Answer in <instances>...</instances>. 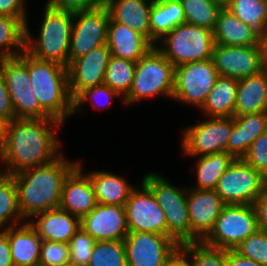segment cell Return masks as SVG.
<instances>
[{
  "label": "cell",
  "mask_w": 267,
  "mask_h": 266,
  "mask_svg": "<svg viewBox=\"0 0 267 266\" xmlns=\"http://www.w3.org/2000/svg\"><path fill=\"white\" fill-rule=\"evenodd\" d=\"M226 8L261 36L266 32L267 0H231Z\"/></svg>",
  "instance_id": "obj_33"
},
{
  "label": "cell",
  "mask_w": 267,
  "mask_h": 266,
  "mask_svg": "<svg viewBox=\"0 0 267 266\" xmlns=\"http://www.w3.org/2000/svg\"><path fill=\"white\" fill-rule=\"evenodd\" d=\"M77 19V20H76ZM71 30L69 61L79 58L92 49L107 44L109 12L104 4L74 12Z\"/></svg>",
  "instance_id": "obj_12"
},
{
  "label": "cell",
  "mask_w": 267,
  "mask_h": 266,
  "mask_svg": "<svg viewBox=\"0 0 267 266\" xmlns=\"http://www.w3.org/2000/svg\"><path fill=\"white\" fill-rule=\"evenodd\" d=\"M267 129V112L233 116V128L227 153L234 159L243 158L253 141Z\"/></svg>",
  "instance_id": "obj_25"
},
{
  "label": "cell",
  "mask_w": 267,
  "mask_h": 266,
  "mask_svg": "<svg viewBox=\"0 0 267 266\" xmlns=\"http://www.w3.org/2000/svg\"><path fill=\"white\" fill-rule=\"evenodd\" d=\"M187 205L190 219V241H202L213 229L226 205L212 189H188Z\"/></svg>",
  "instance_id": "obj_17"
},
{
  "label": "cell",
  "mask_w": 267,
  "mask_h": 266,
  "mask_svg": "<svg viewBox=\"0 0 267 266\" xmlns=\"http://www.w3.org/2000/svg\"><path fill=\"white\" fill-rule=\"evenodd\" d=\"M10 219L14 220L11 221L14 223L12 226H15L19 220H24L18 206L15 181L11 175L2 173L0 175V230Z\"/></svg>",
  "instance_id": "obj_37"
},
{
  "label": "cell",
  "mask_w": 267,
  "mask_h": 266,
  "mask_svg": "<svg viewBox=\"0 0 267 266\" xmlns=\"http://www.w3.org/2000/svg\"><path fill=\"white\" fill-rule=\"evenodd\" d=\"M221 7H226L231 0H215Z\"/></svg>",
  "instance_id": "obj_54"
},
{
  "label": "cell",
  "mask_w": 267,
  "mask_h": 266,
  "mask_svg": "<svg viewBox=\"0 0 267 266\" xmlns=\"http://www.w3.org/2000/svg\"><path fill=\"white\" fill-rule=\"evenodd\" d=\"M254 206L257 211L259 229L267 233V186L256 199Z\"/></svg>",
  "instance_id": "obj_48"
},
{
  "label": "cell",
  "mask_w": 267,
  "mask_h": 266,
  "mask_svg": "<svg viewBox=\"0 0 267 266\" xmlns=\"http://www.w3.org/2000/svg\"><path fill=\"white\" fill-rule=\"evenodd\" d=\"M242 159L267 179V129L253 141Z\"/></svg>",
  "instance_id": "obj_43"
},
{
  "label": "cell",
  "mask_w": 267,
  "mask_h": 266,
  "mask_svg": "<svg viewBox=\"0 0 267 266\" xmlns=\"http://www.w3.org/2000/svg\"><path fill=\"white\" fill-rule=\"evenodd\" d=\"M25 43L26 26L18 18L0 15V59L19 56Z\"/></svg>",
  "instance_id": "obj_30"
},
{
  "label": "cell",
  "mask_w": 267,
  "mask_h": 266,
  "mask_svg": "<svg viewBox=\"0 0 267 266\" xmlns=\"http://www.w3.org/2000/svg\"><path fill=\"white\" fill-rule=\"evenodd\" d=\"M33 217L39 219L29 223L42 240L69 244L70 239L80 228V219L60 207L37 213Z\"/></svg>",
  "instance_id": "obj_22"
},
{
  "label": "cell",
  "mask_w": 267,
  "mask_h": 266,
  "mask_svg": "<svg viewBox=\"0 0 267 266\" xmlns=\"http://www.w3.org/2000/svg\"><path fill=\"white\" fill-rule=\"evenodd\" d=\"M111 56L110 49L105 44L69 61L68 86L72 99L82 90L104 83L105 71Z\"/></svg>",
  "instance_id": "obj_16"
},
{
  "label": "cell",
  "mask_w": 267,
  "mask_h": 266,
  "mask_svg": "<svg viewBox=\"0 0 267 266\" xmlns=\"http://www.w3.org/2000/svg\"><path fill=\"white\" fill-rule=\"evenodd\" d=\"M151 43L160 40L176 26L185 23L180 0H153L150 11Z\"/></svg>",
  "instance_id": "obj_29"
},
{
  "label": "cell",
  "mask_w": 267,
  "mask_h": 266,
  "mask_svg": "<svg viewBox=\"0 0 267 266\" xmlns=\"http://www.w3.org/2000/svg\"><path fill=\"white\" fill-rule=\"evenodd\" d=\"M233 128V117H210L185 129L182 149L184 154L206 156L227 152V143Z\"/></svg>",
  "instance_id": "obj_13"
},
{
  "label": "cell",
  "mask_w": 267,
  "mask_h": 266,
  "mask_svg": "<svg viewBox=\"0 0 267 266\" xmlns=\"http://www.w3.org/2000/svg\"><path fill=\"white\" fill-rule=\"evenodd\" d=\"M142 182L152 191L162 209L188 208L187 189H178L155 173L146 174Z\"/></svg>",
  "instance_id": "obj_32"
},
{
  "label": "cell",
  "mask_w": 267,
  "mask_h": 266,
  "mask_svg": "<svg viewBox=\"0 0 267 266\" xmlns=\"http://www.w3.org/2000/svg\"><path fill=\"white\" fill-rule=\"evenodd\" d=\"M7 123H8L7 120L0 117V150L4 146Z\"/></svg>",
  "instance_id": "obj_52"
},
{
  "label": "cell",
  "mask_w": 267,
  "mask_h": 266,
  "mask_svg": "<svg viewBox=\"0 0 267 266\" xmlns=\"http://www.w3.org/2000/svg\"><path fill=\"white\" fill-rule=\"evenodd\" d=\"M196 167L197 186L193 189L214 190L219 178L226 171L234 158L227 152L214 153L198 157Z\"/></svg>",
  "instance_id": "obj_31"
},
{
  "label": "cell",
  "mask_w": 267,
  "mask_h": 266,
  "mask_svg": "<svg viewBox=\"0 0 267 266\" xmlns=\"http://www.w3.org/2000/svg\"><path fill=\"white\" fill-rule=\"evenodd\" d=\"M152 4L153 0H104L110 20L139 32L150 42L151 27L149 18Z\"/></svg>",
  "instance_id": "obj_20"
},
{
  "label": "cell",
  "mask_w": 267,
  "mask_h": 266,
  "mask_svg": "<svg viewBox=\"0 0 267 266\" xmlns=\"http://www.w3.org/2000/svg\"><path fill=\"white\" fill-rule=\"evenodd\" d=\"M257 230L259 223L254 205H225L213 229L202 241L213 247L234 250Z\"/></svg>",
  "instance_id": "obj_7"
},
{
  "label": "cell",
  "mask_w": 267,
  "mask_h": 266,
  "mask_svg": "<svg viewBox=\"0 0 267 266\" xmlns=\"http://www.w3.org/2000/svg\"><path fill=\"white\" fill-rule=\"evenodd\" d=\"M107 45L111 55L137 62L154 45L142 34L126 25L109 20Z\"/></svg>",
  "instance_id": "obj_21"
},
{
  "label": "cell",
  "mask_w": 267,
  "mask_h": 266,
  "mask_svg": "<svg viewBox=\"0 0 267 266\" xmlns=\"http://www.w3.org/2000/svg\"><path fill=\"white\" fill-rule=\"evenodd\" d=\"M185 22L214 30L222 8L215 0H180Z\"/></svg>",
  "instance_id": "obj_36"
},
{
  "label": "cell",
  "mask_w": 267,
  "mask_h": 266,
  "mask_svg": "<svg viewBox=\"0 0 267 266\" xmlns=\"http://www.w3.org/2000/svg\"><path fill=\"white\" fill-rule=\"evenodd\" d=\"M104 4V0H48L47 6L70 12L82 11Z\"/></svg>",
  "instance_id": "obj_45"
},
{
  "label": "cell",
  "mask_w": 267,
  "mask_h": 266,
  "mask_svg": "<svg viewBox=\"0 0 267 266\" xmlns=\"http://www.w3.org/2000/svg\"><path fill=\"white\" fill-rule=\"evenodd\" d=\"M0 117L8 122L16 119L4 78L3 59H0Z\"/></svg>",
  "instance_id": "obj_46"
},
{
  "label": "cell",
  "mask_w": 267,
  "mask_h": 266,
  "mask_svg": "<svg viewBox=\"0 0 267 266\" xmlns=\"http://www.w3.org/2000/svg\"><path fill=\"white\" fill-rule=\"evenodd\" d=\"M44 18L36 43L26 26L25 50L33 57L55 62L65 67L69 64V49L74 12L45 6Z\"/></svg>",
  "instance_id": "obj_4"
},
{
  "label": "cell",
  "mask_w": 267,
  "mask_h": 266,
  "mask_svg": "<svg viewBox=\"0 0 267 266\" xmlns=\"http://www.w3.org/2000/svg\"><path fill=\"white\" fill-rule=\"evenodd\" d=\"M136 62L121 57L111 56L107 65L104 84L123 95H128L133 84Z\"/></svg>",
  "instance_id": "obj_34"
},
{
  "label": "cell",
  "mask_w": 267,
  "mask_h": 266,
  "mask_svg": "<svg viewBox=\"0 0 267 266\" xmlns=\"http://www.w3.org/2000/svg\"><path fill=\"white\" fill-rule=\"evenodd\" d=\"M124 246L127 266H168L180 252L173 238L148 232H129Z\"/></svg>",
  "instance_id": "obj_11"
},
{
  "label": "cell",
  "mask_w": 267,
  "mask_h": 266,
  "mask_svg": "<svg viewBox=\"0 0 267 266\" xmlns=\"http://www.w3.org/2000/svg\"><path fill=\"white\" fill-rule=\"evenodd\" d=\"M267 112V68L238 80L234 116Z\"/></svg>",
  "instance_id": "obj_26"
},
{
  "label": "cell",
  "mask_w": 267,
  "mask_h": 266,
  "mask_svg": "<svg viewBox=\"0 0 267 266\" xmlns=\"http://www.w3.org/2000/svg\"><path fill=\"white\" fill-rule=\"evenodd\" d=\"M262 47H263V52H264V57H265V63L267 66V30L266 32L262 35Z\"/></svg>",
  "instance_id": "obj_53"
},
{
  "label": "cell",
  "mask_w": 267,
  "mask_h": 266,
  "mask_svg": "<svg viewBox=\"0 0 267 266\" xmlns=\"http://www.w3.org/2000/svg\"><path fill=\"white\" fill-rule=\"evenodd\" d=\"M159 41L165 46L157 48L175 67L211 59L215 46L212 30L186 22L176 26Z\"/></svg>",
  "instance_id": "obj_6"
},
{
  "label": "cell",
  "mask_w": 267,
  "mask_h": 266,
  "mask_svg": "<svg viewBox=\"0 0 267 266\" xmlns=\"http://www.w3.org/2000/svg\"><path fill=\"white\" fill-rule=\"evenodd\" d=\"M266 186L267 179L238 158L230 163L214 190L226 205H254Z\"/></svg>",
  "instance_id": "obj_9"
},
{
  "label": "cell",
  "mask_w": 267,
  "mask_h": 266,
  "mask_svg": "<svg viewBox=\"0 0 267 266\" xmlns=\"http://www.w3.org/2000/svg\"><path fill=\"white\" fill-rule=\"evenodd\" d=\"M168 229V237L180 245L190 241V219L188 208L162 209Z\"/></svg>",
  "instance_id": "obj_39"
},
{
  "label": "cell",
  "mask_w": 267,
  "mask_h": 266,
  "mask_svg": "<svg viewBox=\"0 0 267 266\" xmlns=\"http://www.w3.org/2000/svg\"><path fill=\"white\" fill-rule=\"evenodd\" d=\"M215 44L225 46H258L262 36L241 22L229 9L222 7L213 30Z\"/></svg>",
  "instance_id": "obj_23"
},
{
  "label": "cell",
  "mask_w": 267,
  "mask_h": 266,
  "mask_svg": "<svg viewBox=\"0 0 267 266\" xmlns=\"http://www.w3.org/2000/svg\"><path fill=\"white\" fill-rule=\"evenodd\" d=\"M104 95L106 98H108V100H110V103L112 101V98L115 95L119 96V94L116 91H114L113 89H111L109 86H107L104 83L101 85H97V86L86 88V89L82 90L73 99V114L76 112V110L78 111L81 108V104H83V102H86L88 99L92 100L91 104H92V106L94 105V107L96 108L95 105H98L99 103H97L98 101L95 102L94 99L97 98L98 96H104ZM93 103H97V104H93Z\"/></svg>",
  "instance_id": "obj_44"
},
{
  "label": "cell",
  "mask_w": 267,
  "mask_h": 266,
  "mask_svg": "<svg viewBox=\"0 0 267 266\" xmlns=\"http://www.w3.org/2000/svg\"><path fill=\"white\" fill-rule=\"evenodd\" d=\"M81 163L67 176L62 190L60 208L82 219L97 205L90 177L82 173Z\"/></svg>",
  "instance_id": "obj_19"
},
{
  "label": "cell",
  "mask_w": 267,
  "mask_h": 266,
  "mask_svg": "<svg viewBox=\"0 0 267 266\" xmlns=\"http://www.w3.org/2000/svg\"><path fill=\"white\" fill-rule=\"evenodd\" d=\"M59 154L53 161L11 175L17 189L18 206L23 218L60 207L67 176L79 161L69 162Z\"/></svg>",
  "instance_id": "obj_2"
},
{
  "label": "cell",
  "mask_w": 267,
  "mask_h": 266,
  "mask_svg": "<svg viewBox=\"0 0 267 266\" xmlns=\"http://www.w3.org/2000/svg\"><path fill=\"white\" fill-rule=\"evenodd\" d=\"M3 73L17 119L53 118L40 106L31 87L26 50L17 57L3 58Z\"/></svg>",
  "instance_id": "obj_8"
},
{
  "label": "cell",
  "mask_w": 267,
  "mask_h": 266,
  "mask_svg": "<svg viewBox=\"0 0 267 266\" xmlns=\"http://www.w3.org/2000/svg\"><path fill=\"white\" fill-rule=\"evenodd\" d=\"M174 76L175 66L155 45L136 62L133 84L124 104L160 94L173 98Z\"/></svg>",
  "instance_id": "obj_5"
},
{
  "label": "cell",
  "mask_w": 267,
  "mask_h": 266,
  "mask_svg": "<svg viewBox=\"0 0 267 266\" xmlns=\"http://www.w3.org/2000/svg\"><path fill=\"white\" fill-rule=\"evenodd\" d=\"M234 251L262 266H267V233L261 229L257 230L236 246Z\"/></svg>",
  "instance_id": "obj_40"
},
{
  "label": "cell",
  "mask_w": 267,
  "mask_h": 266,
  "mask_svg": "<svg viewBox=\"0 0 267 266\" xmlns=\"http://www.w3.org/2000/svg\"><path fill=\"white\" fill-rule=\"evenodd\" d=\"M0 266H14L8 236L4 231H0Z\"/></svg>",
  "instance_id": "obj_49"
},
{
  "label": "cell",
  "mask_w": 267,
  "mask_h": 266,
  "mask_svg": "<svg viewBox=\"0 0 267 266\" xmlns=\"http://www.w3.org/2000/svg\"><path fill=\"white\" fill-rule=\"evenodd\" d=\"M212 59L175 67L173 99L202 108L219 77Z\"/></svg>",
  "instance_id": "obj_10"
},
{
  "label": "cell",
  "mask_w": 267,
  "mask_h": 266,
  "mask_svg": "<svg viewBox=\"0 0 267 266\" xmlns=\"http://www.w3.org/2000/svg\"><path fill=\"white\" fill-rule=\"evenodd\" d=\"M180 252L178 255L169 263L168 266H191L187 260Z\"/></svg>",
  "instance_id": "obj_51"
},
{
  "label": "cell",
  "mask_w": 267,
  "mask_h": 266,
  "mask_svg": "<svg viewBox=\"0 0 267 266\" xmlns=\"http://www.w3.org/2000/svg\"><path fill=\"white\" fill-rule=\"evenodd\" d=\"M238 79L219 76L208 94L202 111L209 117H233Z\"/></svg>",
  "instance_id": "obj_27"
},
{
  "label": "cell",
  "mask_w": 267,
  "mask_h": 266,
  "mask_svg": "<svg viewBox=\"0 0 267 266\" xmlns=\"http://www.w3.org/2000/svg\"><path fill=\"white\" fill-rule=\"evenodd\" d=\"M211 59L220 76L238 80L267 68L262 43L258 46L215 44Z\"/></svg>",
  "instance_id": "obj_14"
},
{
  "label": "cell",
  "mask_w": 267,
  "mask_h": 266,
  "mask_svg": "<svg viewBox=\"0 0 267 266\" xmlns=\"http://www.w3.org/2000/svg\"><path fill=\"white\" fill-rule=\"evenodd\" d=\"M87 266H127L124 240L96 241Z\"/></svg>",
  "instance_id": "obj_38"
},
{
  "label": "cell",
  "mask_w": 267,
  "mask_h": 266,
  "mask_svg": "<svg viewBox=\"0 0 267 266\" xmlns=\"http://www.w3.org/2000/svg\"><path fill=\"white\" fill-rule=\"evenodd\" d=\"M49 124L56 129L52 130ZM61 124L56 118L9 121L4 146L0 150V158L8 168L2 173L14 175L57 158L61 153H58L60 144L55 132Z\"/></svg>",
  "instance_id": "obj_1"
},
{
  "label": "cell",
  "mask_w": 267,
  "mask_h": 266,
  "mask_svg": "<svg viewBox=\"0 0 267 266\" xmlns=\"http://www.w3.org/2000/svg\"><path fill=\"white\" fill-rule=\"evenodd\" d=\"M92 182L97 203L125 206L131 191L135 188L123 177L105 171L87 174Z\"/></svg>",
  "instance_id": "obj_28"
},
{
  "label": "cell",
  "mask_w": 267,
  "mask_h": 266,
  "mask_svg": "<svg viewBox=\"0 0 267 266\" xmlns=\"http://www.w3.org/2000/svg\"><path fill=\"white\" fill-rule=\"evenodd\" d=\"M25 0H0V15L18 18L27 26Z\"/></svg>",
  "instance_id": "obj_47"
},
{
  "label": "cell",
  "mask_w": 267,
  "mask_h": 266,
  "mask_svg": "<svg viewBox=\"0 0 267 266\" xmlns=\"http://www.w3.org/2000/svg\"><path fill=\"white\" fill-rule=\"evenodd\" d=\"M70 265L69 244L42 240L39 266Z\"/></svg>",
  "instance_id": "obj_42"
},
{
  "label": "cell",
  "mask_w": 267,
  "mask_h": 266,
  "mask_svg": "<svg viewBox=\"0 0 267 266\" xmlns=\"http://www.w3.org/2000/svg\"><path fill=\"white\" fill-rule=\"evenodd\" d=\"M31 87L40 106L62 123L73 114V99L69 92L67 67L40 60L28 53Z\"/></svg>",
  "instance_id": "obj_3"
},
{
  "label": "cell",
  "mask_w": 267,
  "mask_h": 266,
  "mask_svg": "<svg viewBox=\"0 0 267 266\" xmlns=\"http://www.w3.org/2000/svg\"><path fill=\"white\" fill-rule=\"evenodd\" d=\"M125 203L129 232H148L168 236L165 215L152 191L142 182Z\"/></svg>",
  "instance_id": "obj_15"
},
{
  "label": "cell",
  "mask_w": 267,
  "mask_h": 266,
  "mask_svg": "<svg viewBox=\"0 0 267 266\" xmlns=\"http://www.w3.org/2000/svg\"><path fill=\"white\" fill-rule=\"evenodd\" d=\"M3 231L8 236L14 266H39L42 239L29 221L17 228L10 224Z\"/></svg>",
  "instance_id": "obj_24"
},
{
  "label": "cell",
  "mask_w": 267,
  "mask_h": 266,
  "mask_svg": "<svg viewBox=\"0 0 267 266\" xmlns=\"http://www.w3.org/2000/svg\"><path fill=\"white\" fill-rule=\"evenodd\" d=\"M180 253L189 256L191 266H227V250L207 245L203 241H188L180 245Z\"/></svg>",
  "instance_id": "obj_35"
},
{
  "label": "cell",
  "mask_w": 267,
  "mask_h": 266,
  "mask_svg": "<svg viewBox=\"0 0 267 266\" xmlns=\"http://www.w3.org/2000/svg\"><path fill=\"white\" fill-rule=\"evenodd\" d=\"M95 242V239L86 233L80 226L69 242L70 265L87 266Z\"/></svg>",
  "instance_id": "obj_41"
},
{
  "label": "cell",
  "mask_w": 267,
  "mask_h": 266,
  "mask_svg": "<svg viewBox=\"0 0 267 266\" xmlns=\"http://www.w3.org/2000/svg\"><path fill=\"white\" fill-rule=\"evenodd\" d=\"M227 266H262L252 259L239 255L234 250H227Z\"/></svg>",
  "instance_id": "obj_50"
},
{
  "label": "cell",
  "mask_w": 267,
  "mask_h": 266,
  "mask_svg": "<svg viewBox=\"0 0 267 266\" xmlns=\"http://www.w3.org/2000/svg\"><path fill=\"white\" fill-rule=\"evenodd\" d=\"M80 226L95 241L124 240L128 231L125 206L97 203L82 219Z\"/></svg>",
  "instance_id": "obj_18"
}]
</instances>
